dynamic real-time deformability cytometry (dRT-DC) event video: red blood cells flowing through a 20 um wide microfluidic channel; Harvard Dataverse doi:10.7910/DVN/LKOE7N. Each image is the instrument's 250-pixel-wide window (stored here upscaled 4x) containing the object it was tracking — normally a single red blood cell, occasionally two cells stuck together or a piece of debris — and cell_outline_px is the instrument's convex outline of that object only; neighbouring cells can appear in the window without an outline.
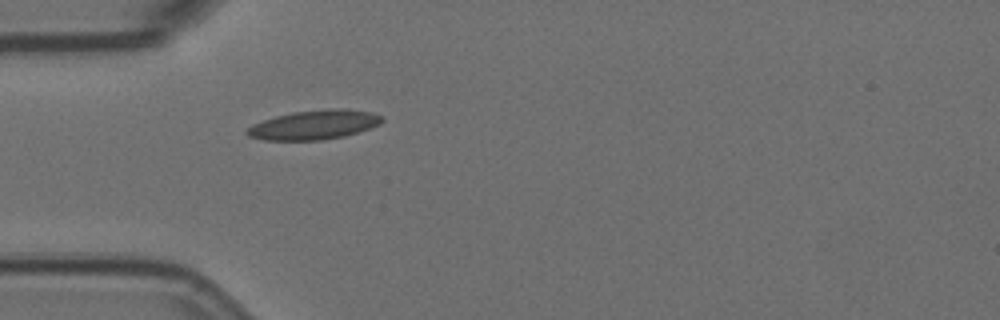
{"species": "Egyptian fruit bat (a non-hibernating species)", "species_latin": "Rousettus aegyptiacus", "temperature_condition": "room temperature", "stored_images_in_passage": 5, "camera_frame_rate_fps": 3000, "um_per_image_px": 0.085, "animal": {"sex": "female"}, "frame": {"image": 1, "passage_image": 5, "time_ms": 1.333, "image_size_px": [1000, 320], "cell_outline_px": [[384, 120], [380, 124], [344, 136], [320, 140], [264, 140], [248, 136], [244, 132], [252, 124], [276, 116], [292, 112], [328, 108], [344, 108], [372, 112], [384, 116]], "centroid_in_image_um": [26.71, 10.59], "position_along_channel_um": 58.3, "area_um2": 23.12}}